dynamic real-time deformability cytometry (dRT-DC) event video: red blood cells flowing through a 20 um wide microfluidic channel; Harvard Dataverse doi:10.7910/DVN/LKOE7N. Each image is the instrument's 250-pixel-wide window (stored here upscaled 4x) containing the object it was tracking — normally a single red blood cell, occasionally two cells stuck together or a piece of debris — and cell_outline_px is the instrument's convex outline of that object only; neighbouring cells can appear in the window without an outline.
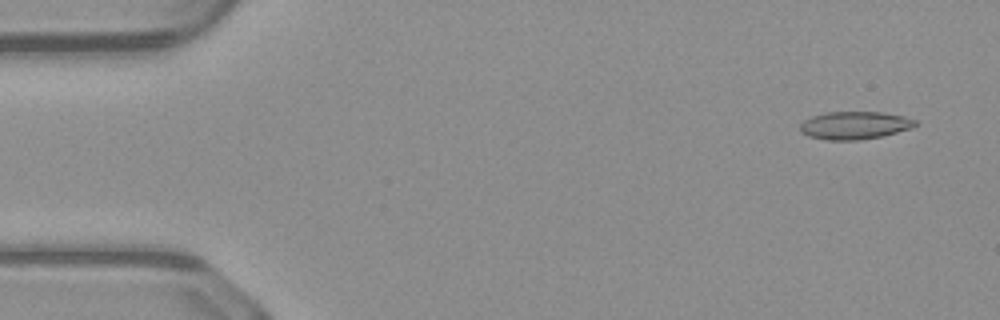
{"species": "common noctule bat (a hibernating species)", "species_latin": "Nyctalus noctula", "temperature_condition": "warm", "stored_images_in_passage": 48, "camera_frame_rate_fps": 3000, "um_per_image_px": 0.085, "animal": {"sex": "male", "body_mass_g": 23.1, "forearm_length_mm": 52.7}, "frame": {"image": 1, "passage_image": 3, "time_ms": 0.667, "image_size_px": [1000, 320], "cell_outline_px": [[916, 124], [912, 128], [884, 136], [856, 140], [828, 140], [808, 136], [800, 132], [800, 124], [804, 120], [812, 116], [824, 112], [884, 112], [904, 116], [916, 120]], "centroid_in_image_um": [72.64, 10.65], "position_along_channel_um": 12.4, "area_um2": 18.79}}
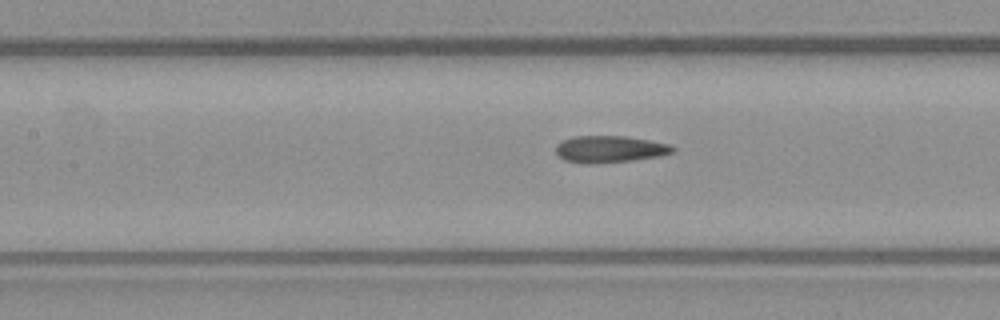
{"frame": {"image": 2, "passage_image": 22, "time_ms": 7.0, "image_size_px": [1000, 320], "cell_outline_px": [[676, 152], [660, 156], [632, 160], [596, 164], [564, 160], [556, 152], [556, 144], [560, 140], [576, 136], [624, 136], [672, 144], [676, 148]], "centroid_in_image_um": [51.87, 12.67], "position_along_channel_um": 155.5, "area_um2": 18.38}}
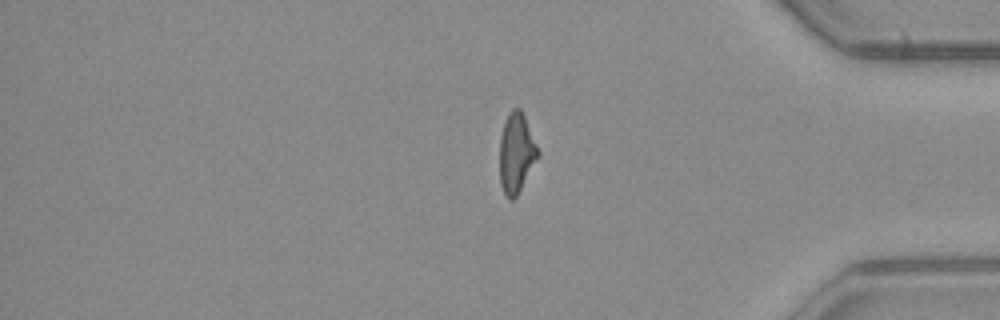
{"frame": {"image": 3, "passage_image": 41, "time_ms": 13.333, "image_size_px": [1000, 320], "cell_outline_px": [[540, 156], [516, 196], [512, 200], [508, 200], [500, 184], [500, 136], [508, 112], [512, 108], [520, 108], [524, 116], [540, 152]], "centroid_in_image_um": [43.89, 13.01], "position_along_channel_um": 391.3, "area_um2": 17.8}}